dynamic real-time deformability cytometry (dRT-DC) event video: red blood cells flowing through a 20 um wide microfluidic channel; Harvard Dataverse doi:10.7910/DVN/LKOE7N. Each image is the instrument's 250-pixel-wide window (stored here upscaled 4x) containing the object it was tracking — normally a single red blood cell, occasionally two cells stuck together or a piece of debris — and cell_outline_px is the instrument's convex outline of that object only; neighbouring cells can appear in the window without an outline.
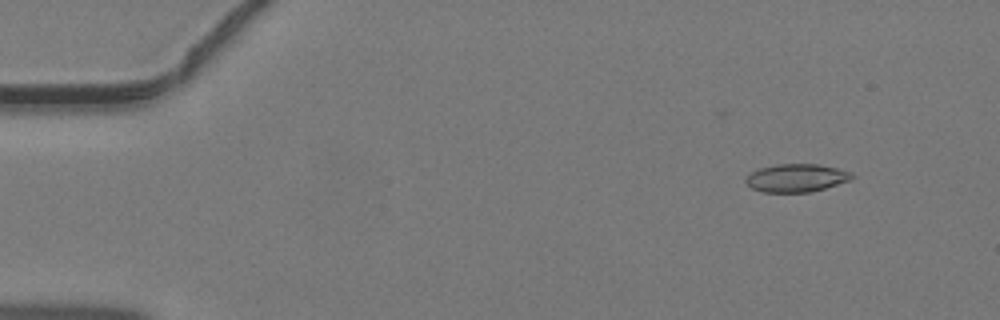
{"species": "common noctule bat (a hibernating species)", "species_latin": "Nyctalus noctula", "temperature_condition": "warm", "stored_images_in_passage": 46, "camera_frame_rate_fps": 3000, "um_per_image_px": 0.085, "animal": {"sex": "male", "body_mass_g": 19.2, "forearm_length_mm": 51.8}, "frame": {"image": 1, "passage_image": 5, "time_ms": 1.333, "image_size_px": [1000, 320], "cell_outline_px": [[856, 176], [848, 180], [812, 192], [764, 192], [752, 188], [744, 180], [752, 172], [760, 168], [776, 164], [820, 164], [852, 172]], "centroid_in_image_um": [67.7, 15.12], "position_along_channel_um": 17.3, "area_um2": 17.17}}
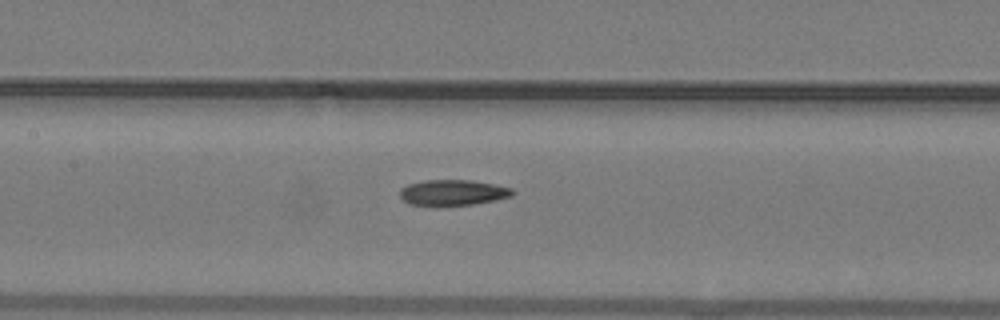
{"frame": {"image": 2, "passage_image": 22, "time_ms": 7.0, "image_size_px": [1000, 320], "cell_outline_px": [[516, 192], [512, 196], [496, 200], [472, 204], [436, 208], [408, 204], [400, 196], [400, 192], [408, 184], [424, 180], [472, 180], [512, 188]], "centroid_in_image_um": [38.48, 16.4], "position_along_channel_um": 168.9, "area_um2": 17.34}}
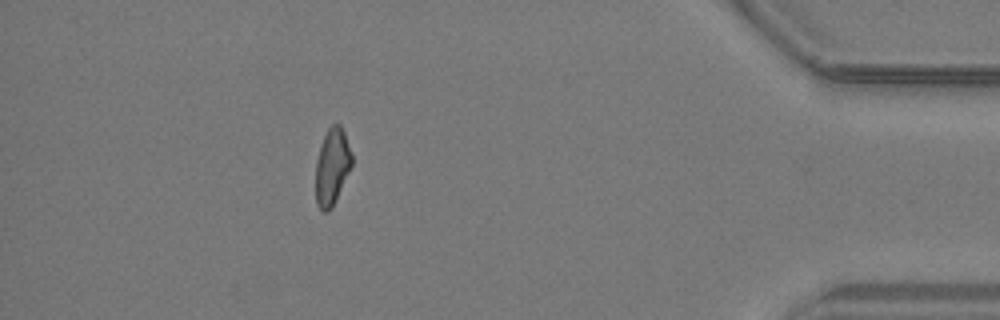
{"frame": {"image": 3, "passage_image": 41, "time_ms": 13.333, "image_size_px": [1000, 320], "cell_outline_px": [[352, 164], [332, 208], [328, 212], [324, 212], [316, 204], [316, 160], [320, 144], [328, 128], [332, 124], [340, 124], [344, 132], [352, 152]], "centroid_in_image_um": [28.22, 14.15], "position_along_channel_um": 407.0, "area_um2": 16.13}}